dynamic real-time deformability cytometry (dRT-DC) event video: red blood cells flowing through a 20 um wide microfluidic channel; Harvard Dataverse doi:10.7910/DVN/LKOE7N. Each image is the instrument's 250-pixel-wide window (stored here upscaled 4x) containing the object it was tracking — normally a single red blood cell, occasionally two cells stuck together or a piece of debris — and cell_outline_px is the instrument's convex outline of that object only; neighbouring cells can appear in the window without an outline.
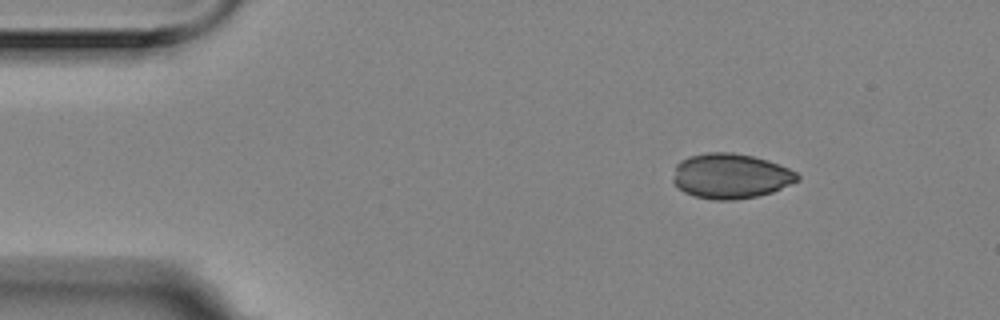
{"species": "Egyptian fruit bat (a non-hibernating species)", "species_latin": "Rousettus aegyptiacus", "temperature_condition": "room temperature", "stored_images_in_passage": 6, "camera_frame_rate_fps": 3000, "um_per_image_px": 0.085, "animal": {"sex": "female"}, "frame": {"image": 1, "passage_image": 3, "time_ms": 0.667, "image_size_px": [1000, 320], "cell_outline_px": [[800, 180], [772, 192], [756, 196], [732, 200], [712, 200], [696, 196], [684, 192], [672, 180], [676, 164], [680, 160], [688, 156], [708, 152], [732, 152], [752, 156], [768, 160], [788, 168], [796, 172], [800, 176]], "centroid_in_image_um": [62.1, 14.95], "position_along_channel_um": 22.9, "area_um2": 32.66}}
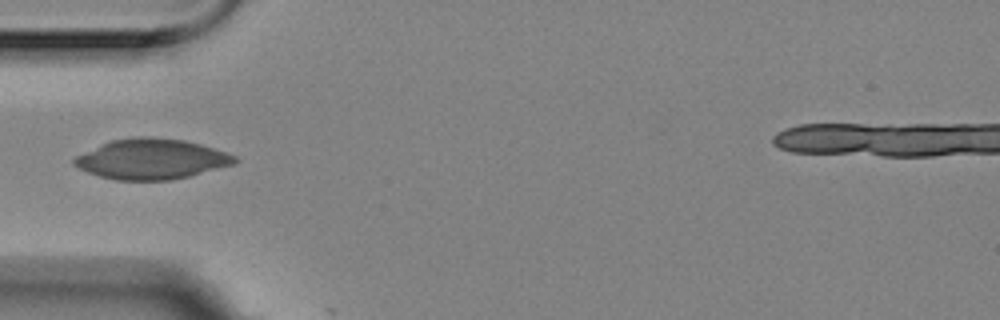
{"frame": {"image": 2, "passage_image": 6, "time_ms": 1.667, "image_size_px": [1000, 320], "cell_outline_px": [[240, 160], [236, 164], [172, 180], [116, 180], [100, 176], [88, 172], [72, 164], [72, 160], [76, 156], [112, 140], [132, 136], [152, 136], [184, 140], [200, 144], [236, 156]], "centroid_in_image_um": [12.9, 13.52], "position_along_channel_um": 72.1, "area_um2": 37.57}}